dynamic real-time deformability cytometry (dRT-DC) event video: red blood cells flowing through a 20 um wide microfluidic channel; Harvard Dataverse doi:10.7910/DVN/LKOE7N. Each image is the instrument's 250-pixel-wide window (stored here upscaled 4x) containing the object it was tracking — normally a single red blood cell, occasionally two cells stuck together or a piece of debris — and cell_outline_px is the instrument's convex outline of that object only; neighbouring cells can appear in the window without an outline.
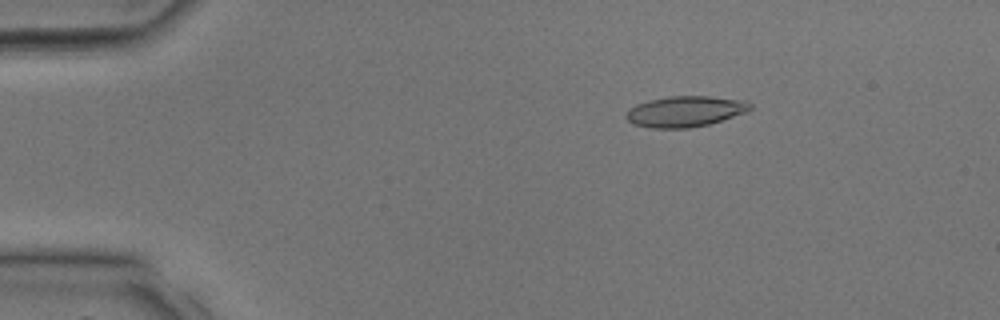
{"species": "common noctule bat (a hibernating species)", "species_latin": "Nyctalus noctula", "temperature_condition": "room temperature", "stored_images_in_passage": 34, "camera_frame_rate_fps": 3000, "um_per_image_px": 0.085, "animal": {"sex": "male", "body_mass_g": 17.9, "forearm_length_mm": 54.2}, "frame": {"image": 1, "passage_image": 6, "time_ms": 1.667, "image_size_px": [1000, 320], "cell_outline_px": [[752, 108], [748, 112], [708, 124], [688, 128], [652, 128], [632, 124], [624, 116], [628, 108], [636, 104], [648, 100], [668, 96], [708, 96], [748, 100], [752, 104]], "centroid_in_image_um": [58.24, 9.46], "position_along_channel_um": 26.8, "area_um2": 22.54}}
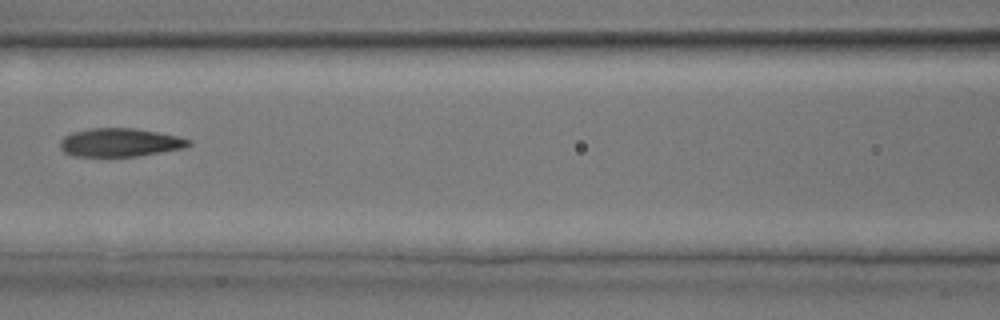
{"frame": {"image": 2, "passage_image": 16, "time_ms": 5.0, "image_size_px": [1000, 320], "cell_outline_px": [[192, 144], [184, 148], [136, 156], [72, 156], [64, 152], [60, 148], [60, 140], [64, 136], [72, 132], [92, 128], [136, 128], [176, 136], [192, 140]], "centroid_in_image_um": [10.17, 12.11], "position_along_channel_um": 156.4, "area_um2": 21.21}}
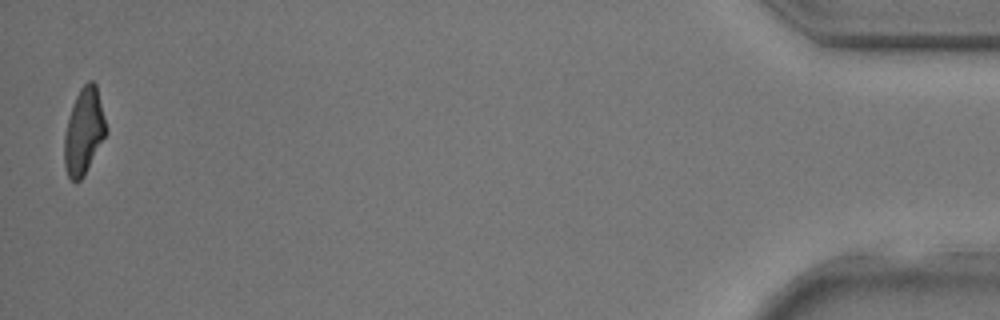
{"frame": {"image": 3, "passage_image": 34, "time_ms": 11.0, "image_size_px": [1000, 320], "cell_outline_px": [[108, 132], [84, 176], [76, 184], [68, 176], [64, 164], [64, 136], [68, 120], [76, 96], [80, 88], [88, 80], [92, 80], [96, 84], [108, 128]], "centroid_in_image_um": [7.15, 11.18], "position_along_channel_um": 428.1, "area_um2": 21.1}}